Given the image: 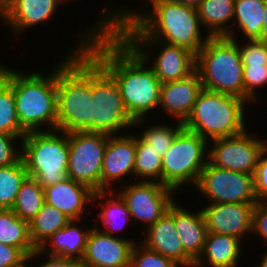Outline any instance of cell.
Returning a JSON list of instances; mask_svg holds the SVG:
<instances>
[{
    "mask_svg": "<svg viewBox=\"0 0 267 267\" xmlns=\"http://www.w3.org/2000/svg\"><path fill=\"white\" fill-rule=\"evenodd\" d=\"M113 8L101 10L99 20L88 27L93 34L114 33L124 40H158L186 48L195 55L210 37L202 36L196 9L174 0L158 2L140 12Z\"/></svg>",
    "mask_w": 267,
    "mask_h": 267,
    "instance_id": "obj_1",
    "label": "cell"
},
{
    "mask_svg": "<svg viewBox=\"0 0 267 267\" xmlns=\"http://www.w3.org/2000/svg\"><path fill=\"white\" fill-rule=\"evenodd\" d=\"M86 52L118 85L134 128L145 124L159 107L162 85L150 65L119 34H93Z\"/></svg>",
    "mask_w": 267,
    "mask_h": 267,
    "instance_id": "obj_2",
    "label": "cell"
},
{
    "mask_svg": "<svg viewBox=\"0 0 267 267\" xmlns=\"http://www.w3.org/2000/svg\"><path fill=\"white\" fill-rule=\"evenodd\" d=\"M79 44L56 66V129L91 132L92 57L86 52L93 33H79Z\"/></svg>",
    "mask_w": 267,
    "mask_h": 267,
    "instance_id": "obj_3",
    "label": "cell"
},
{
    "mask_svg": "<svg viewBox=\"0 0 267 267\" xmlns=\"http://www.w3.org/2000/svg\"><path fill=\"white\" fill-rule=\"evenodd\" d=\"M49 72L21 73L0 64V77L12 88L18 120L27 132L48 130L45 126L56 130V67Z\"/></svg>",
    "mask_w": 267,
    "mask_h": 267,
    "instance_id": "obj_4",
    "label": "cell"
},
{
    "mask_svg": "<svg viewBox=\"0 0 267 267\" xmlns=\"http://www.w3.org/2000/svg\"><path fill=\"white\" fill-rule=\"evenodd\" d=\"M247 105L244 99L202 89L183 127L208 142L240 135L247 128L244 113Z\"/></svg>",
    "mask_w": 267,
    "mask_h": 267,
    "instance_id": "obj_5",
    "label": "cell"
},
{
    "mask_svg": "<svg viewBox=\"0 0 267 267\" xmlns=\"http://www.w3.org/2000/svg\"><path fill=\"white\" fill-rule=\"evenodd\" d=\"M202 88L244 99L243 64L237 40L209 37L196 54Z\"/></svg>",
    "mask_w": 267,
    "mask_h": 267,
    "instance_id": "obj_6",
    "label": "cell"
},
{
    "mask_svg": "<svg viewBox=\"0 0 267 267\" xmlns=\"http://www.w3.org/2000/svg\"><path fill=\"white\" fill-rule=\"evenodd\" d=\"M28 177L44 189L67 178L68 133L60 130L29 131L21 140Z\"/></svg>",
    "mask_w": 267,
    "mask_h": 267,
    "instance_id": "obj_7",
    "label": "cell"
},
{
    "mask_svg": "<svg viewBox=\"0 0 267 267\" xmlns=\"http://www.w3.org/2000/svg\"><path fill=\"white\" fill-rule=\"evenodd\" d=\"M209 143L183 127L162 157V185L176 192L190 183L194 187L208 162Z\"/></svg>",
    "mask_w": 267,
    "mask_h": 267,
    "instance_id": "obj_8",
    "label": "cell"
},
{
    "mask_svg": "<svg viewBox=\"0 0 267 267\" xmlns=\"http://www.w3.org/2000/svg\"><path fill=\"white\" fill-rule=\"evenodd\" d=\"M118 85L92 58L91 132L119 135V131L134 127ZM117 132V133H116Z\"/></svg>",
    "mask_w": 267,
    "mask_h": 267,
    "instance_id": "obj_9",
    "label": "cell"
},
{
    "mask_svg": "<svg viewBox=\"0 0 267 267\" xmlns=\"http://www.w3.org/2000/svg\"><path fill=\"white\" fill-rule=\"evenodd\" d=\"M108 134L89 131L68 133L67 177L101 191V172Z\"/></svg>",
    "mask_w": 267,
    "mask_h": 267,
    "instance_id": "obj_10",
    "label": "cell"
},
{
    "mask_svg": "<svg viewBox=\"0 0 267 267\" xmlns=\"http://www.w3.org/2000/svg\"><path fill=\"white\" fill-rule=\"evenodd\" d=\"M195 188L212 203H248L258 201L254 193L252 174L217 168L209 162L201 171Z\"/></svg>",
    "mask_w": 267,
    "mask_h": 267,
    "instance_id": "obj_11",
    "label": "cell"
},
{
    "mask_svg": "<svg viewBox=\"0 0 267 267\" xmlns=\"http://www.w3.org/2000/svg\"><path fill=\"white\" fill-rule=\"evenodd\" d=\"M247 131L234 137L212 140L208 162L217 168L254 175L261 155L267 150V139L259 140L254 133Z\"/></svg>",
    "mask_w": 267,
    "mask_h": 267,
    "instance_id": "obj_12",
    "label": "cell"
},
{
    "mask_svg": "<svg viewBox=\"0 0 267 267\" xmlns=\"http://www.w3.org/2000/svg\"><path fill=\"white\" fill-rule=\"evenodd\" d=\"M119 188L132 220L144 222L145 228L155 224L175 202L176 191L154 181H135Z\"/></svg>",
    "mask_w": 267,
    "mask_h": 267,
    "instance_id": "obj_13",
    "label": "cell"
},
{
    "mask_svg": "<svg viewBox=\"0 0 267 267\" xmlns=\"http://www.w3.org/2000/svg\"><path fill=\"white\" fill-rule=\"evenodd\" d=\"M125 41L146 62H149L148 60H150L151 54L157 50L159 54L156 53L157 57L154 63L152 61V66L150 67L162 84L186 78L195 71L196 55L186 48L167 44L158 40ZM159 48L160 50L158 51Z\"/></svg>",
    "mask_w": 267,
    "mask_h": 267,
    "instance_id": "obj_14",
    "label": "cell"
},
{
    "mask_svg": "<svg viewBox=\"0 0 267 267\" xmlns=\"http://www.w3.org/2000/svg\"><path fill=\"white\" fill-rule=\"evenodd\" d=\"M133 239L111 236L94 227L88 234L81 259L83 267H130Z\"/></svg>",
    "mask_w": 267,
    "mask_h": 267,
    "instance_id": "obj_15",
    "label": "cell"
},
{
    "mask_svg": "<svg viewBox=\"0 0 267 267\" xmlns=\"http://www.w3.org/2000/svg\"><path fill=\"white\" fill-rule=\"evenodd\" d=\"M255 205L248 203L207 204L201 209L207 233L228 235L242 241L245 235L252 233Z\"/></svg>",
    "mask_w": 267,
    "mask_h": 267,
    "instance_id": "obj_16",
    "label": "cell"
},
{
    "mask_svg": "<svg viewBox=\"0 0 267 267\" xmlns=\"http://www.w3.org/2000/svg\"><path fill=\"white\" fill-rule=\"evenodd\" d=\"M60 4V0H0L1 21L14 35H21L25 29L52 19Z\"/></svg>",
    "mask_w": 267,
    "mask_h": 267,
    "instance_id": "obj_17",
    "label": "cell"
},
{
    "mask_svg": "<svg viewBox=\"0 0 267 267\" xmlns=\"http://www.w3.org/2000/svg\"><path fill=\"white\" fill-rule=\"evenodd\" d=\"M125 133L108 136L101 172V190H112L111 186L116 181L134 175L135 135Z\"/></svg>",
    "mask_w": 267,
    "mask_h": 267,
    "instance_id": "obj_18",
    "label": "cell"
},
{
    "mask_svg": "<svg viewBox=\"0 0 267 267\" xmlns=\"http://www.w3.org/2000/svg\"><path fill=\"white\" fill-rule=\"evenodd\" d=\"M141 241L147 248L158 252L163 257L175 261L178 265H186L194 261L185 251L178 236L174 222V203L155 224L146 229Z\"/></svg>",
    "mask_w": 267,
    "mask_h": 267,
    "instance_id": "obj_19",
    "label": "cell"
},
{
    "mask_svg": "<svg viewBox=\"0 0 267 267\" xmlns=\"http://www.w3.org/2000/svg\"><path fill=\"white\" fill-rule=\"evenodd\" d=\"M202 83L196 70L188 77L161 85L159 108L184 123L190 116Z\"/></svg>",
    "mask_w": 267,
    "mask_h": 267,
    "instance_id": "obj_20",
    "label": "cell"
},
{
    "mask_svg": "<svg viewBox=\"0 0 267 267\" xmlns=\"http://www.w3.org/2000/svg\"><path fill=\"white\" fill-rule=\"evenodd\" d=\"M94 191L88 186L65 180L44 188L45 203L54 206L71 220H81L93 198Z\"/></svg>",
    "mask_w": 267,
    "mask_h": 267,
    "instance_id": "obj_21",
    "label": "cell"
},
{
    "mask_svg": "<svg viewBox=\"0 0 267 267\" xmlns=\"http://www.w3.org/2000/svg\"><path fill=\"white\" fill-rule=\"evenodd\" d=\"M77 221L71 220L65 227L54 233L39 249H36L28 257V262L30 263L41 255L59 256L81 261L91 228L79 229L80 227L77 225Z\"/></svg>",
    "mask_w": 267,
    "mask_h": 267,
    "instance_id": "obj_22",
    "label": "cell"
},
{
    "mask_svg": "<svg viewBox=\"0 0 267 267\" xmlns=\"http://www.w3.org/2000/svg\"><path fill=\"white\" fill-rule=\"evenodd\" d=\"M174 222L184 251L196 261L202 253L207 236L202 210L190 212L174 202Z\"/></svg>",
    "mask_w": 267,
    "mask_h": 267,
    "instance_id": "obj_23",
    "label": "cell"
},
{
    "mask_svg": "<svg viewBox=\"0 0 267 267\" xmlns=\"http://www.w3.org/2000/svg\"><path fill=\"white\" fill-rule=\"evenodd\" d=\"M234 0H203L196 8L202 27L206 28L210 37L225 36L235 40L234 28L229 22L234 16ZM235 31V32H234Z\"/></svg>",
    "mask_w": 267,
    "mask_h": 267,
    "instance_id": "obj_24",
    "label": "cell"
},
{
    "mask_svg": "<svg viewBox=\"0 0 267 267\" xmlns=\"http://www.w3.org/2000/svg\"><path fill=\"white\" fill-rule=\"evenodd\" d=\"M241 245L242 241L235 237L207 233L202 253L196 261L207 267H237L243 252Z\"/></svg>",
    "mask_w": 267,
    "mask_h": 267,
    "instance_id": "obj_25",
    "label": "cell"
},
{
    "mask_svg": "<svg viewBox=\"0 0 267 267\" xmlns=\"http://www.w3.org/2000/svg\"><path fill=\"white\" fill-rule=\"evenodd\" d=\"M115 188L117 187H114L112 190H101L94 192L92 198V203H98L99 205L102 204V202H99L101 199L106 200V203L103 202L101 205V213L99 212V218L102 226L104 225V229L102 228V230H100V227L96 226L98 225V218L93 222L95 226L94 228L97 231L111 235L112 237H116L113 232L115 233L117 229L122 230V228H124L123 226H125V223L132 221L125 200L117 191H115ZM113 196L115 197L113 198Z\"/></svg>",
    "mask_w": 267,
    "mask_h": 267,
    "instance_id": "obj_26",
    "label": "cell"
},
{
    "mask_svg": "<svg viewBox=\"0 0 267 267\" xmlns=\"http://www.w3.org/2000/svg\"><path fill=\"white\" fill-rule=\"evenodd\" d=\"M266 0H234L236 28L248 41L260 40L264 25V4Z\"/></svg>",
    "mask_w": 267,
    "mask_h": 267,
    "instance_id": "obj_27",
    "label": "cell"
},
{
    "mask_svg": "<svg viewBox=\"0 0 267 267\" xmlns=\"http://www.w3.org/2000/svg\"><path fill=\"white\" fill-rule=\"evenodd\" d=\"M71 219L57 208L43 203L40 211L29 223V235L32 244L39 249L54 233L65 227Z\"/></svg>",
    "mask_w": 267,
    "mask_h": 267,
    "instance_id": "obj_28",
    "label": "cell"
},
{
    "mask_svg": "<svg viewBox=\"0 0 267 267\" xmlns=\"http://www.w3.org/2000/svg\"><path fill=\"white\" fill-rule=\"evenodd\" d=\"M0 243L20 248L28 257L36 251L29 235V223L11 209H0Z\"/></svg>",
    "mask_w": 267,
    "mask_h": 267,
    "instance_id": "obj_29",
    "label": "cell"
},
{
    "mask_svg": "<svg viewBox=\"0 0 267 267\" xmlns=\"http://www.w3.org/2000/svg\"><path fill=\"white\" fill-rule=\"evenodd\" d=\"M45 202L44 189L31 177L21 184L12 211L22 220L30 223Z\"/></svg>",
    "mask_w": 267,
    "mask_h": 267,
    "instance_id": "obj_30",
    "label": "cell"
},
{
    "mask_svg": "<svg viewBox=\"0 0 267 267\" xmlns=\"http://www.w3.org/2000/svg\"><path fill=\"white\" fill-rule=\"evenodd\" d=\"M134 176L140 181H154L162 184V157L150 148L140 136L135 135Z\"/></svg>",
    "mask_w": 267,
    "mask_h": 267,
    "instance_id": "obj_31",
    "label": "cell"
},
{
    "mask_svg": "<svg viewBox=\"0 0 267 267\" xmlns=\"http://www.w3.org/2000/svg\"><path fill=\"white\" fill-rule=\"evenodd\" d=\"M27 177L22 157L12 165L0 167V209H12L21 184Z\"/></svg>",
    "mask_w": 267,
    "mask_h": 267,
    "instance_id": "obj_32",
    "label": "cell"
},
{
    "mask_svg": "<svg viewBox=\"0 0 267 267\" xmlns=\"http://www.w3.org/2000/svg\"><path fill=\"white\" fill-rule=\"evenodd\" d=\"M0 133L24 137L28 132L21 126L12 88L0 77Z\"/></svg>",
    "mask_w": 267,
    "mask_h": 267,
    "instance_id": "obj_33",
    "label": "cell"
},
{
    "mask_svg": "<svg viewBox=\"0 0 267 267\" xmlns=\"http://www.w3.org/2000/svg\"><path fill=\"white\" fill-rule=\"evenodd\" d=\"M169 125L162 123L150 126L145 129L141 135H139L147 144L150 145L159 156L163 157L165 152L171 146L176 134L183 128V123L177 121V123Z\"/></svg>",
    "mask_w": 267,
    "mask_h": 267,
    "instance_id": "obj_34",
    "label": "cell"
},
{
    "mask_svg": "<svg viewBox=\"0 0 267 267\" xmlns=\"http://www.w3.org/2000/svg\"><path fill=\"white\" fill-rule=\"evenodd\" d=\"M130 267H180V265L138 242L133 245L131 251Z\"/></svg>",
    "mask_w": 267,
    "mask_h": 267,
    "instance_id": "obj_35",
    "label": "cell"
},
{
    "mask_svg": "<svg viewBox=\"0 0 267 267\" xmlns=\"http://www.w3.org/2000/svg\"><path fill=\"white\" fill-rule=\"evenodd\" d=\"M243 83L244 100L252 105L257 101L256 89L267 85V66H243Z\"/></svg>",
    "mask_w": 267,
    "mask_h": 267,
    "instance_id": "obj_36",
    "label": "cell"
},
{
    "mask_svg": "<svg viewBox=\"0 0 267 267\" xmlns=\"http://www.w3.org/2000/svg\"><path fill=\"white\" fill-rule=\"evenodd\" d=\"M243 66H267V42L260 40L248 41L244 45L238 43Z\"/></svg>",
    "mask_w": 267,
    "mask_h": 267,
    "instance_id": "obj_37",
    "label": "cell"
},
{
    "mask_svg": "<svg viewBox=\"0 0 267 267\" xmlns=\"http://www.w3.org/2000/svg\"><path fill=\"white\" fill-rule=\"evenodd\" d=\"M22 139L23 137L0 133V167L12 165L21 158L22 149H20V146H18L19 149H17L14 144L16 143L15 140L21 143Z\"/></svg>",
    "mask_w": 267,
    "mask_h": 267,
    "instance_id": "obj_38",
    "label": "cell"
},
{
    "mask_svg": "<svg viewBox=\"0 0 267 267\" xmlns=\"http://www.w3.org/2000/svg\"><path fill=\"white\" fill-rule=\"evenodd\" d=\"M267 150L261 155L253 175L254 193L258 202H267Z\"/></svg>",
    "mask_w": 267,
    "mask_h": 267,
    "instance_id": "obj_39",
    "label": "cell"
},
{
    "mask_svg": "<svg viewBox=\"0 0 267 267\" xmlns=\"http://www.w3.org/2000/svg\"><path fill=\"white\" fill-rule=\"evenodd\" d=\"M28 256L17 247L0 243V267H27Z\"/></svg>",
    "mask_w": 267,
    "mask_h": 267,
    "instance_id": "obj_40",
    "label": "cell"
},
{
    "mask_svg": "<svg viewBox=\"0 0 267 267\" xmlns=\"http://www.w3.org/2000/svg\"><path fill=\"white\" fill-rule=\"evenodd\" d=\"M252 233L267 243V202H257L253 210Z\"/></svg>",
    "mask_w": 267,
    "mask_h": 267,
    "instance_id": "obj_41",
    "label": "cell"
},
{
    "mask_svg": "<svg viewBox=\"0 0 267 267\" xmlns=\"http://www.w3.org/2000/svg\"><path fill=\"white\" fill-rule=\"evenodd\" d=\"M36 267H83L80 260L48 255L47 262Z\"/></svg>",
    "mask_w": 267,
    "mask_h": 267,
    "instance_id": "obj_42",
    "label": "cell"
},
{
    "mask_svg": "<svg viewBox=\"0 0 267 267\" xmlns=\"http://www.w3.org/2000/svg\"><path fill=\"white\" fill-rule=\"evenodd\" d=\"M264 25L262 28V33H261V41L267 42V0L265 1L264 4Z\"/></svg>",
    "mask_w": 267,
    "mask_h": 267,
    "instance_id": "obj_43",
    "label": "cell"
},
{
    "mask_svg": "<svg viewBox=\"0 0 267 267\" xmlns=\"http://www.w3.org/2000/svg\"><path fill=\"white\" fill-rule=\"evenodd\" d=\"M174 1L196 9L203 0H174Z\"/></svg>",
    "mask_w": 267,
    "mask_h": 267,
    "instance_id": "obj_44",
    "label": "cell"
},
{
    "mask_svg": "<svg viewBox=\"0 0 267 267\" xmlns=\"http://www.w3.org/2000/svg\"><path fill=\"white\" fill-rule=\"evenodd\" d=\"M180 267H204V265L200 264L197 261H192L190 263H187L186 265H182ZM207 267V266H206Z\"/></svg>",
    "mask_w": 267,
    "mask_h": 267,
    "instance_id": "obj_45",
    "label": "cell"
},
{
    "mask_svg": "<svg viewBox=\"0 0 267 267\" xmlns=\"http://www.w3.org/2000/svg\"><path fill=\"white\" fill-rule=\"evenodd\" d=\"M259 267H267V252L265 251V254L261 257Z\"/></svg>",
    "mask_w": 267,
    "mask_h": 267,
    "instance_id": "obj_46",
    "label": "cell"
},
{
    "mask_svg": "<svg viewBox=\"0 0 267 267\" xmlns=\"http://www.w3.org/2000/svg\"><path fill=\"white\" fill-rule=\"evenodd\" d=\"M146 1V0H145ZM162 1H173V0H148V5L147 6H153L154 4L158 3V2H162Z\"/></svg>",
    "mask_w": 267,
    "mask_h": 267,
    "instance_id": "obj_47",
    "label": "cell"
},
{
    "mask_svg": "<svg viewBox=\"0 0 267 267\" xmlns=\"http://www.w3.org/2000/svg\"><path fill=\"white\" fill-rule=\"evenodd\" d=\"M61 1V3L63 4V3H65V2H68V1H72V0H60ZM74 1V0H73Z\"/></svg>",
    "mask_w": 267,
    "mask_h": 267,
    "instance_id": "obj_48",
    "label": "cell"
}]
</instances>
